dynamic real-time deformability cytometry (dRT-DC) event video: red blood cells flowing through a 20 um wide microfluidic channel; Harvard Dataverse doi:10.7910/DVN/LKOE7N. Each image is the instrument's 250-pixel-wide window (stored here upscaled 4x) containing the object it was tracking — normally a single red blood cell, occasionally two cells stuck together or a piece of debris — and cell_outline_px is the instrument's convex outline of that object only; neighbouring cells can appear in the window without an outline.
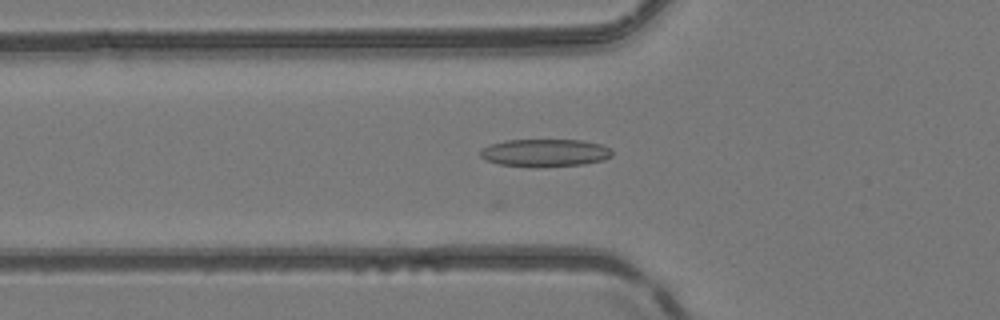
{"species": "common noctule bat (a hibernating species)", "species_latin": "Nyctalus noctula", "temperature_condition": "room temperature", "stored_images_in_passage": 34, "camera_frame_rate_fps": 3000, "um_per_image_px": 0.085, "animal": {"sex": "female", "body_mass_g": 24.6, "forearm_length_mm": 56.2}, "frame": {"image": 1, "passage_image": 6, "time_ms": 1.667, "image_size_px": [1000, 320], "cell_outline_px": [[612, 156], [604, 160], [584, 164], [536, 168], [532, 168], [500, 164], [484, 160], [480, 156], [480, 152], [484, 148], [492, 144], [504, 140], [584, 140], [600, 144], [608, 148], [612, 152]], "centroid_in_image_um": [46.32, 13.0], "position_along_channel_um": 79.5, "area_um2": 21.44}}
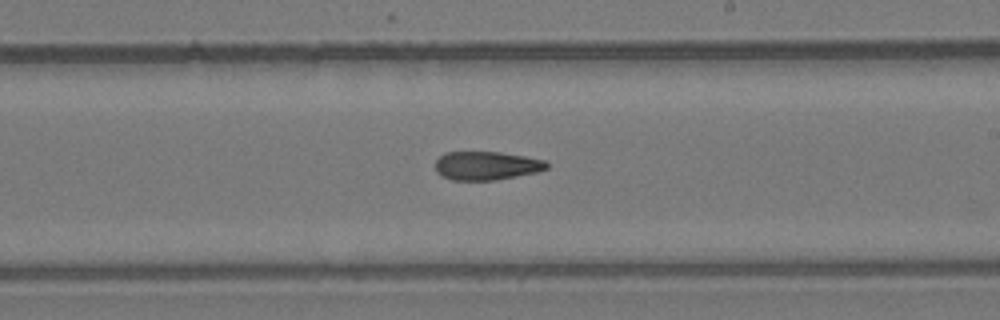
{"frame": {"image": 2, "passage_image": 18, "time_ms": 5.667, "image_size_px": [1000, 320], "cell_outline_px": [[548, 168], [536, 172], [496, 180], [452, 180], [440, 176], [436, 172], [436, 160], [444, 152], [500, 152], [524, 156], [544, 160], [548, 164]], "centroid_in_image_um": [41.31, 14.08], "position_along_channel_um": 247.7, "area_um2": 18.55}}
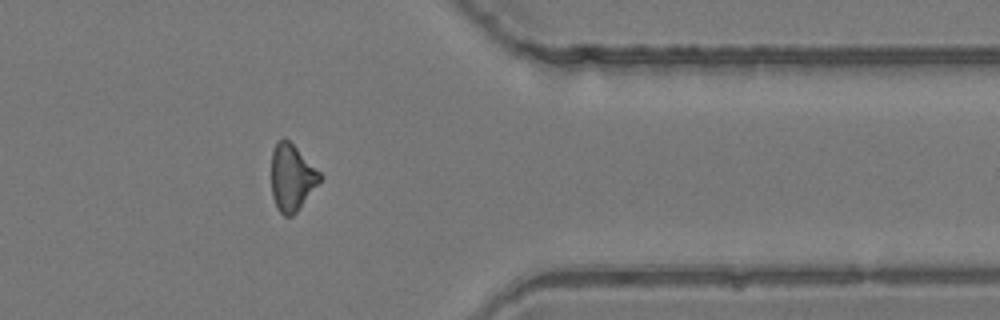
{"frame": {"image": 3, "passage_image": 29, "time_ms": 9.333, "image_size_px": [1000, 320], "cell_outline_px": [[324, 176], [300, 208], [292, 216], [284, 216], [276, 208], [272, 196], [272, 152], [276, 140], [284, 136]], "centroid_in_image_um": [24.79, 15.09], "position_along_channel_um": 386.6, "area_um2": 18.84}, "authors_computed_cell_mechanics": {"area_um2": 19.1029, "velocity_mm_per_s": 4.1688, "shape_relaxation_time_tau1_ms": null, "shape_relaxation_time_tau2_ms": 5.8179, "deformation_change_tau1": null, "deformation_change_tau2": 0.1602}}